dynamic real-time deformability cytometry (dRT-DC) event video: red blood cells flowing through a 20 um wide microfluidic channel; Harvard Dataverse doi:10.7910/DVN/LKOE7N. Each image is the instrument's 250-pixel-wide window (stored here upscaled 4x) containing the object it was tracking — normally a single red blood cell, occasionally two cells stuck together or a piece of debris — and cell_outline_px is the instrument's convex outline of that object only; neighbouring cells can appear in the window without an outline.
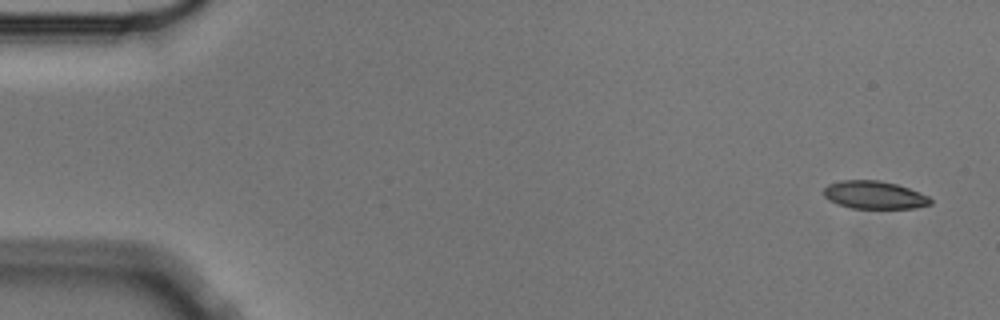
{"species": "Egyptian fruit bat (a non-hibernating species)", "species_latin": "Rousettus aegyptiacus", "temperature_condition": "cold", "stored_images_in_passage": 7, "camera_frame_rate_fps": 3000, "um_per_image_px": 0.085, "animal": {"sex": "male"}, "frame": {"image": 1, "passage_image": 1, "time_ms": 0.0, "image_size_px": [1000, 320], "cell_outline_px": [[932, 204], [916, 208], [852, 208], [836, 204], [828, 200], [824, 196], [824, 188], [828, 184], [840, 180], [880, 180], [896, 184], [920, 192], [928, 196], [932, 200]], "centroid_in_image_um": [74.31, 16.57], "position_along_channel_um": 10.7, "area_um2": 17.46}}
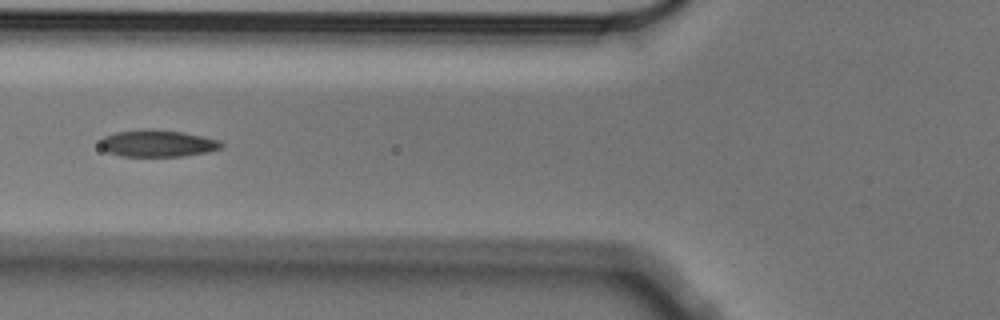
{"frame": {"image": 2, "passage_image": 6, "time_ms": 1.667, "image_size_px": [1000, 320], "cell_outline_px": [[224, 144], [220, 148], [208, 152], [184, 156], [120, 156], [108, 152], [100, 148], [100, 140], [104, 136], [116, 132], [184, 132], [204, 136], [220, 140]], "centroid_in_image_um": [13.43, 12.24], "position_along_channel_um": 112.4, "area_um2": 18.21}}
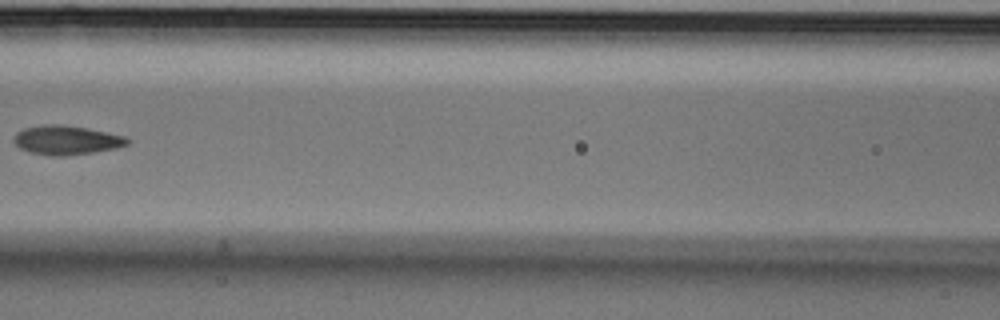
{"frame": {"image": 3, "passage_image": 7, "time_ms": 2.0, "image_size_px": [1000, 320], "cell_outline_px": [[128, 144], [116, 148], [92, 152], [64, 156], [52, 156], [32, 152], [20, 148], [12, 140], [16, 132], [24, 128], [44, 124], [56, 124], [88, 128], [124, 136], [128, 140]], "centroid_in_image_um": [5.61, 11.9], "position_along_channel_um": 161.0, "area_um2": 19.07}}